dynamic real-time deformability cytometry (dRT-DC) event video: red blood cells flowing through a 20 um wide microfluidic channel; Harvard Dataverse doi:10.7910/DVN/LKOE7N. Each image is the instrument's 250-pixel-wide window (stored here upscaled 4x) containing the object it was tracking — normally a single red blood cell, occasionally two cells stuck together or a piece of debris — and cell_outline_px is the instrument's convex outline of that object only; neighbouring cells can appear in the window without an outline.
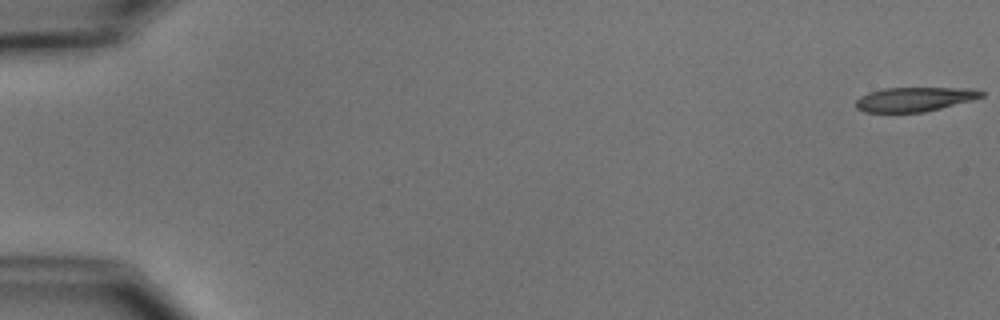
{"species": "common noctule bat (a hibernating species)", "species_latin": "Nyctalus noctula", "temperature_condition": "cold", "stored_images_in_passage": 7, "camera_frame_rate_fps": 3000, "um_per_image_px": 0.085, "animal": {"sex": "male", "body_mass_g": 15.6}, "frame": {"image": 1, "passage_image": 1, "time_ms": 0.0, "image_size_px": [1000, 320], "cell_outline_px": [[984, 96], [972, 100], [924, 112], [864, 112], [856, 108], [856, 100], [860, 96], [868, 92], [884, 88], [972, 88], [984, 92]], "centroid_in_image_um": [77.72, 8.43], "position_along_channel_um": 7.3, "area_um2": 17.74}}